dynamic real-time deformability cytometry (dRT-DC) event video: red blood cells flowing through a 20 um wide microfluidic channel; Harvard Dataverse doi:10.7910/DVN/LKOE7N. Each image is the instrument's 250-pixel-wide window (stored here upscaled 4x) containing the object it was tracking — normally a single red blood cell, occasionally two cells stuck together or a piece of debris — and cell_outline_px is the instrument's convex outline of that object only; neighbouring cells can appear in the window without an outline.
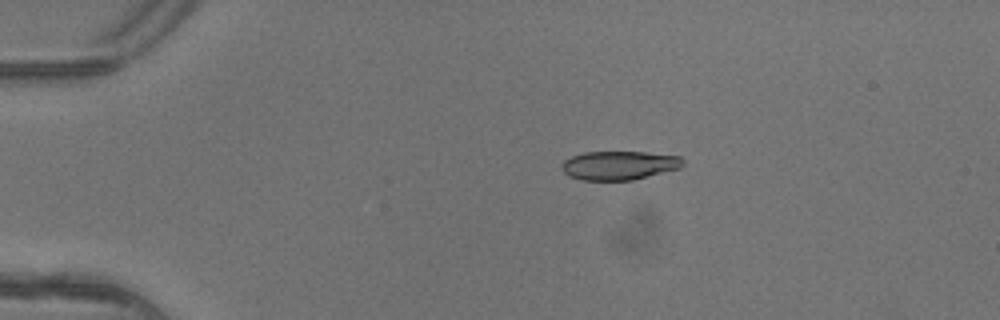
{"species": "common noctule bat (a hibernating species)", "species_latin": "Nyctalus noctula", "temperature_condition": "warm", "stored_images_in_passage": 5, "camera_frame_rate_fps": 3000, "um_per_image_px": 0.085, "animal": {"sex": "female"}, "frame": {"image": 1, "passage_image": 3, "time_ms": 0.667, "image_size_px": [1000, 320], "cell_outline_px": [[684, 164], [680, 168], [632, 180], [580, 180], [568, 176], [560, 168], [560, 164], [564, 160], [572, 156], [584, 152], [644, 152], [680, 156], [684, 160]], "centroid_in_image_um": [52.6, 14.05], "position_along_channel_um": 32.4, "area_um2": 20.46}}
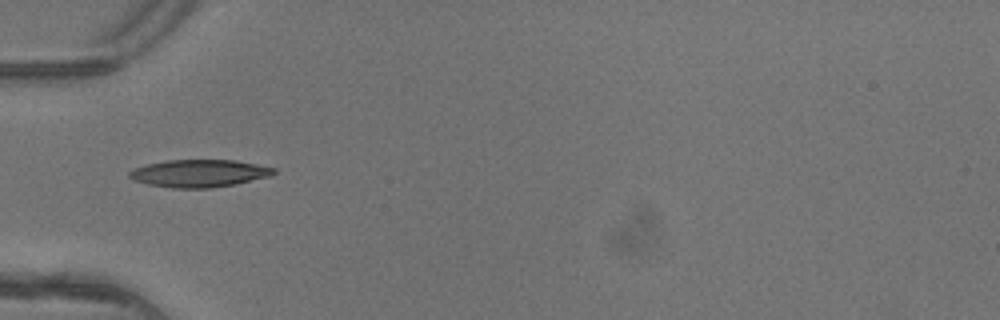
{"frame": {"image": 2, "passage_image": 5, "time_ms": 1.333, "image_size_px": [1000, 320], "cell_outline_px": [[276, 172], [268, 176], [236, 184], [212, 188], [172, 188], [148, 184], [132, 180], [128, 176], [128, 172], [136, 168], [148, 164], [164, 160], [232, 160], [276, 168]], "centroid_in_image_um": [16.89, 14.74], "position_along_channel_um": 68.1, "area_um2": 23.0}}